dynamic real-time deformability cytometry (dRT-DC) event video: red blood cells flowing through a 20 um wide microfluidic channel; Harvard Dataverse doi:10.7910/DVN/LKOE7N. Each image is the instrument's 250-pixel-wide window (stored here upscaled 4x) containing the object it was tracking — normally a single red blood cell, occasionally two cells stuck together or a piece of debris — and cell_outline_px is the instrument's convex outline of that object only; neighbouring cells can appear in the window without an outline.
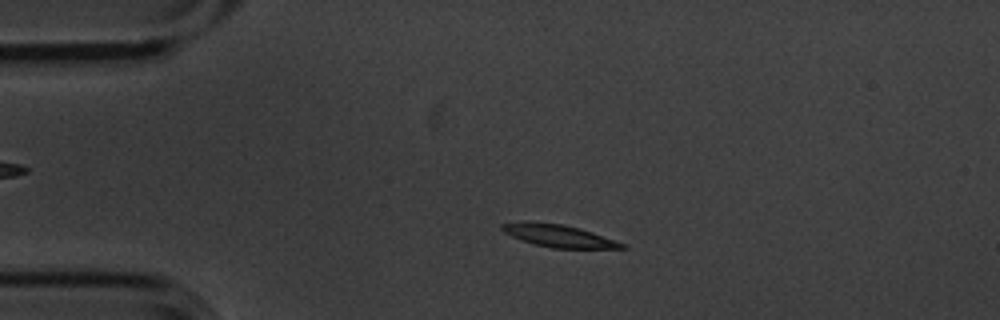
{"species": "common noctule bat (a hibernating species)", "species_latin": "Nyctalus noctula", "temperature_condition": "cold", "stored_images_in_passage": 3, "camera_frame_rate_fps": 3000, "um_per_image_px": 0.085, "animal": {"sex": "male", "body_mass_g": 20.1, "forearm_length_mm": 53.5}, "frame": {"image": 1, "passage_image": 2, "time_ms": 0.333, "image_size_px": [1000, 320], "cell_outline_px": [[628, 248], [552, 248], [536, 244], [512, 236], [504, 232], [500, 228], [500, 224], [524, 220], [532, 220], [564, 224], [580, 228], [616, 240], [624, 244]], "centroid_in_image_um": [47.45, 20.01], "position_along_channel_um": 37.6, "area_um2": 15.78}}